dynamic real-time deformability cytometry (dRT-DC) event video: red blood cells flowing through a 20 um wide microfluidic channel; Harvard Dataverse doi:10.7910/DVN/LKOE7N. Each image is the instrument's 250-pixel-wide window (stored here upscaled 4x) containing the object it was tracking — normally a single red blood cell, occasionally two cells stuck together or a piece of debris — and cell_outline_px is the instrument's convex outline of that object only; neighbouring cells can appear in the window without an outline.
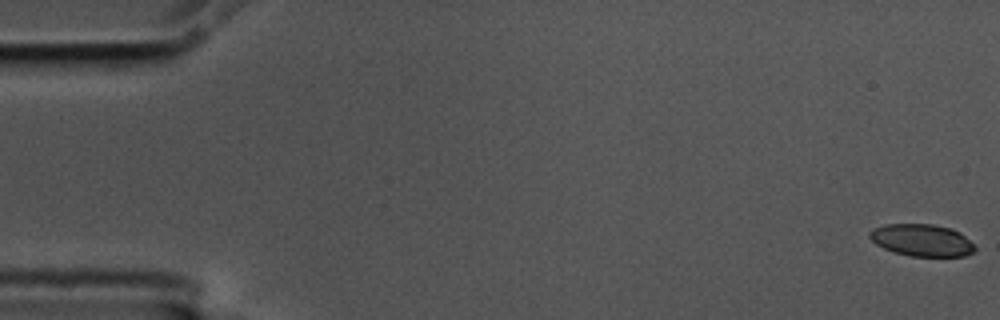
{"species": "common noctule bat (a hibernating species)", "species_latin": "Nyctalus noctula", "temperature_condition": "cold", "stored_images_in_passage": 57, "camera_frame_rate_fps": 3000, "um_per_image_px": 0.085, "animal": {"sex": "male", "body_mass_g": 17.5, "forearm_length_mm": 52.3}, "frame": {"image": 1, "passage_image": 1, "time_ms": 0.0, "image_size_px": [1000, 320], "cell_outline_px": [[976, 248], [972, 252], [964, 256], [912, 256], [892, 252], [876, 244], [868, 236], [868, 232], [872, 228], [884, 224], [932, 224], [948, 228], [960, 232]], "centroid_in_image_um": [78.3, 20.41], "position_along_channel_um": 6.7, "area_um2": 19.59}}
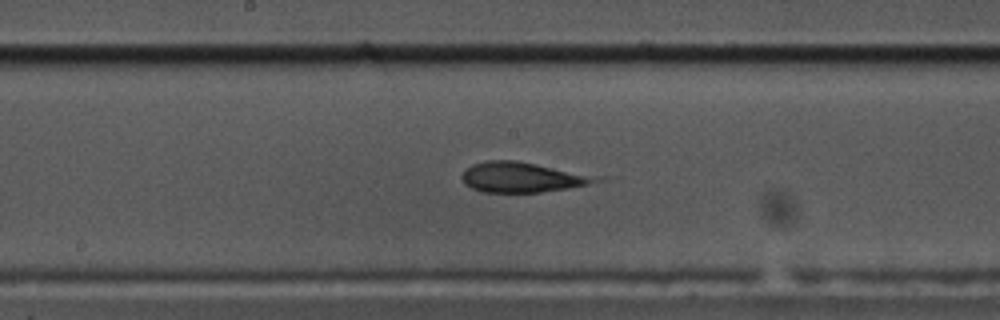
{"frame": {"image": 2, "passage_image": 30, "time_ms": 9.667, "image_size_px": [1000, 320], "cell_outline_px": [[604, 180], [588, 184], [568, 188], [540, 192], [480, 192], [464, 184], [460, 176], [464, 168], [472, 164], [484, 160], [516, 160], [604, 176]], "centroid_in_image_um": [44.4, 15.05], "position_along_channel_um": 203.8, "area_um2": 24.1}}
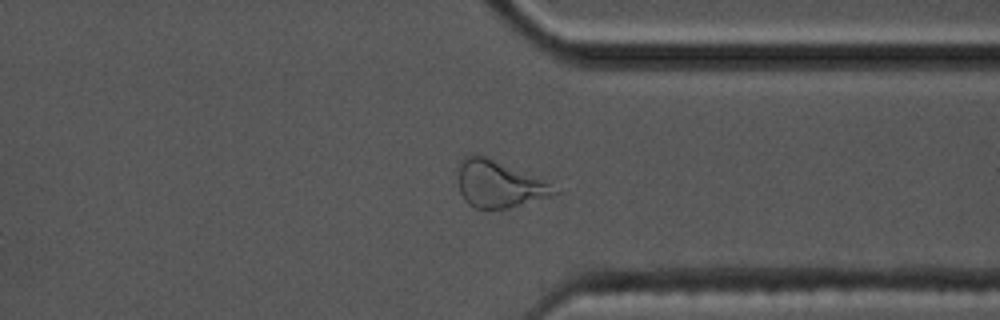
{"frame": {"image": 3, "passage_image": 44, "time_ms": 14.333, "image_size_px": [1000, 320], "cell_outline_px": [[560, 192], [552, 196], [508, 208], [476, 208], [468, 204], [464, 200], [460, 192], [456, 176], [456, 172], [460, 160], [464, 156], [484, 156], [544, 180]], "centroid_in_image_um": [42.35, 15.66], "position_along_channel_um": 369.0, "area_um2": 26.01}, "authors_computed_cell_mechanics": {"area_um2": 22.9466, "velocity_mm_per_s": 3.5586, "shape_relaxation_time_tau1_ms": null, "shape_relaxation_time_tau2_ms": 2.0558, "deformation_change_tau1": null, "deformation_change_tau2": 0.1123}}